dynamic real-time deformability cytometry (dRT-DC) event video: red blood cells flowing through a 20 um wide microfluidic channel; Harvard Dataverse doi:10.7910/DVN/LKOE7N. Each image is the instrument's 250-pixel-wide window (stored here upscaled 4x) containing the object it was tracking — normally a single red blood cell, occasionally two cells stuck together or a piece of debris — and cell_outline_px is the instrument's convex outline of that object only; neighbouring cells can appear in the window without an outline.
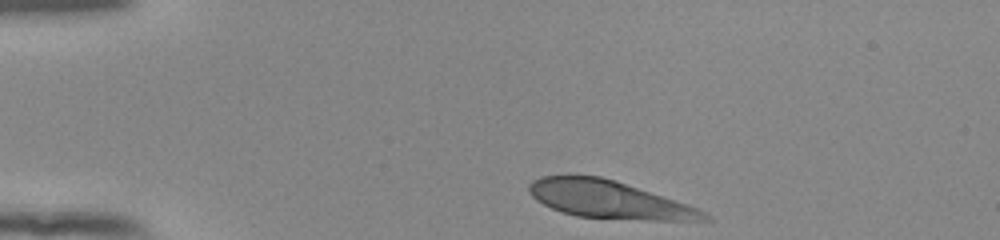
{"species": "human", "species_latin": "Homo sapiens", "temperature_condition": "room temperature", "stored_images_in_passage": 35, "camera_frame_rate_fps": 3000, "um_per_image_px": 0.085, "donor": {"sex": "female"}, "frame": {"image": 1, "passage_image": 1, "time_ms": 0.0, "image_size_px": [1000, 240], "cell_outline_px": [[712, 220], [648, 220], [576, 216], [552, 208], [536, 200], [532, 196], [528, 188], [528, 184], [532, 180], [540, 176], [600, 176], [688, 204], [712, 216]], "centroid_in_image_um": [51.74, 16.97], "position_along_channel_um": 33.3, "area_um2": 37.69}}
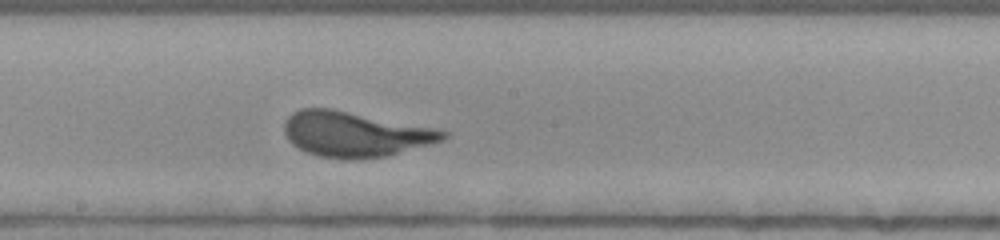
{"frame": {"image": 2, "passage_image": 20, "time_ms": 6.333, "image_size_px": [1000, 240], "cell_outline_px": [[448, 136], [444, 140], [384, 156], [360, 160], [344, 160], [320, 156], [308, 152], [292, 144], [288, 140], [284, 132], [284, 120], [292, 112], [300, 108], [332, 108], [432, 128], [448, 132]], "centroid_in_image_um": [30.11, 11.4], "position_along_channel_um": 218.1, "area_um2": 41.62}}
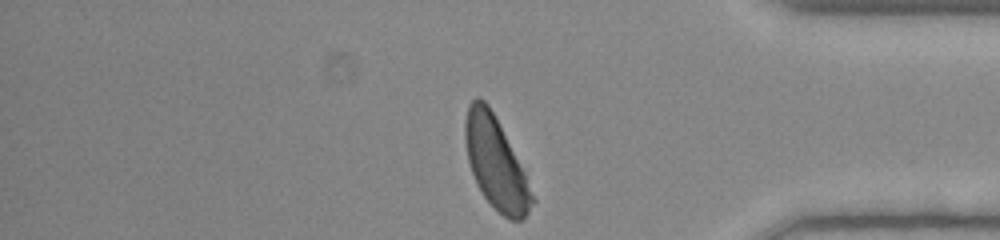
{"frame": {"image": 3, "passage_image": 35, "time_ms": 11.333, "image_size_px": [1000, 240], "cell_outline_px": [[536, 200], [524, 220], [508, 220], [484, 196], [476, 184], [468, 160], [464, 140], [464, 120], [468, 104], [476, 96], [480, 96], [488, 104], [524, 172]], "centroid_in_image_um": [42.12, 13.86], "position_along_channel_um": 393.1, "area_um2": 35.37}, "authors_computed_cell_mechanics": {"area_um2": 40.6334, "velocity_mm_per_s": 3.8703, "shape_relaxation_time_tau1_ms": 3.5587, "shape_relaxation_time_tau2_ms": null, "deformation_change_tau1": 0.1721, "deformation_change_tau2": null}}